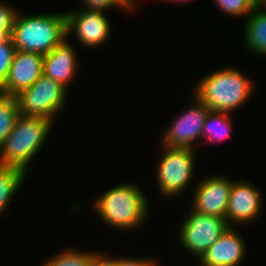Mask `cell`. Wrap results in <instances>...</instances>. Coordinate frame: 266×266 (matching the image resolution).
<instances>
[{
	"label": "cell",
	"mask_w": 266,
	"mask_h": 266,
	"mask_svg": "<svg viewBox=\"0 0 266 266\" xmlns=\"http://www.w3.org/2000/svg\"><path fill=\"white\" fill-rule=\"evenodd\" d=\"M88 266H116V258H110L97 251L90 259Z\"/></svg>",
	"instance_id": "cell-25"
},
{
	"label": "cell",
	"mask_w": 266,
	"mask_h": 266,
	"mask_svg": "<svg viewBox=\"0 0 266 266\" xmlns=\"http://www.w3.org/2000/svg\"><path fill=\"white\" fill-rule=\"evenodd\" d=\"M102 10L84 9L68 11L67 36L74 33L76 39L85 47H98L111 36V24Z\"/></svg>",
	"instance_id": "cell-9"
},
{
	"label": "cell",
	"mask_w": 266,
	"mask_h": 266,
	"mask_svg": "<svg viewBox=\"0 0 266 266\" xmlns=\"http://www.w3.org/2000/svg\"><path fill=\"white\" fill-rule=\"evenodd\" d=\"M230 116L229 113L209 110L201 132L203 141L210 144L224 142L232 131Z\"/></svg>",
	"instance_id": "cell-17"
},
{
	"label": "cell",
	"mask_w": 266,
	"mask_h": 266,
	"mask_svg": "<svg viewBox=\"0 0 266 266\" xmlns=\"http://www.w3.org/2000/svg\"><path fill=\"white\" fill-rule=\"evenodd\" d=\"M67 37L66 12L22 16L17 11L11 39L16 50L45 55Z\"/></svg>",
	"instance_id": "cell-3"
},
{
	"label": "cell",
	"mask_w": 266,
	"mask_h": 266,
	"mask_svg": "<svg viewBox=\"0 0 266 266\" xmlns=\"http://www.w3.org/2000/svg\"><path fill=\"white\" fill-rule=\"evenodd\" d=\"M128 1V3H130V5H132L134 8L136 7V1L135 0H127Z\"/></svg>",
	"instance_id": "cell-29"
},
{
	"label": "cell",
	"mask_w": 266,
	"mask_h": 266,
	"mask_svg": "<svg viewBox=\"0 0 266 266\" xmlns=\"http://www.w3.org/2000/svg\"><path fill=\"white\" fill-rule=\"evenodd\" d=\"M233 180L222 175L205 177L198 182L191 209L197 213L226 218Z\"/></svg>",
	"instance_id": "cell-10"
},
{
	"label": "cell",
	"mask_w": 266,
	"mask_h": 266,
	"mask_svg": "<svg viewBox=\"0 0 266 266\" xmlns=\"http://www.w3.org/2000/svg\"><path fill=\"white\" fill-rule=\"evenodd\" d=\"M253 8L257 11L266 12V0H256V2L253 4Z\"/></svg>",
	"instance_id": "cell-27"
},
{
	"label": "cell",
	"mask_w": 266,
	"mask_h": 266,
	"mask_svg": "<svg viewBox=\"0 0 266 266\" xmlns=\"http://www.w3.org/2000/svg\"><path fill=\"white\" fill-rule=\"evenodd\" d=\"M16 7L0 0V29H12L13 21L17 13Z\"/></svg>",
	"instance_id": "cell-23"
},
{
	"label": "cell",
	"mask_w": 266,
	"mask_h": 266,
	"mask_svg": "<svg viewBox=\"0 0 266 266\" xmlns=\"http://www.w3.org/2000/svg\"><path fill=\"white\" fill-rule=\"evenodd\" d=\"M247 22L242 29L245 48L252 53L265 57L266 56V12L253 11L248 15Z\"/></svg>",
	"instance_id": "cell-15"
},
{
	"label": "cell",
	"mask_w": 266,
	"mask_h": 266,
	"mask_svg": "<svg viewBox=\"0 0 266 266\" xmlns=\"http://www.w3.org/2000/svg\"><path fill=\"white\" fill-rule=\"evenodd\" d=\"M189 211L179 225L178 240L184 251L200 259L229 226L225 218Z\"/></svg>",
	"instance_id": "cell-7"
},
{
	"label": "cell",
	"mask_w": 266,
	"mask_h": 266,
	"mask_svg": "<svg viewBox=\"0 0 266 266\" xmlns=\"http://www.w3.org/2000/svg\"><path fill=\"white\" fill-rule=\"evenodd\" d=\"M67 90L58 82L42 75L32 86L16 95L20 115L41 117L55 122L63 109Z\"/></svg>",
	"instance_id": "cell-6"
},
{
	"label": "cell",
	"mask_w": 266,
	"mask_h": 266,
	"mask_svg": "<svg viewBox=\"0 0 266 266\" xmlns=\"http://www.w3.org/2000/svg\"><path fill=\"white\" fill-rule=\"evenodd\" d=\"M66 37L52 51L43 57V75L58 82L68 90L77 75V55Z\"/></svg>",
	"instance_id": "cell-14"
},
{
	"label": "cell",
	"mask_w": 266,
	"mask_h": 266,
	"mask_svg": "<svg viewBox=\"0 0 266 266\" xmlns=\"http://www.w3.org/2000/svg\"><path fill=\"white\" fill-rule=\"evenodd\" d=\"M12 29H0V44L5 43L11 37Z\"/></svg>",
	"instance_id": "cell-26"
},
{
	"label": "cell",
	"mask_w": 266,
	"mask_h": 266,
	"mask_svg": "<svg viewBox=\"0 0 266 266\" xmlns=\"http://www.w3.org/2000/svg\"><path fill=\"white\" fill-rule=\"evenodd\" d=\"M102 222L119 230H133L149 218L145 193L134 183H122L104 192L94 202Z\"/></svg>",
	"instance_id": "cell-2"
},
{
	"label": "cell",
	"mask_w": 266,
	"mask_h": 266,
	"mask_svg": "<svg viewBox=\"0 0 266 266\" xmlns=\"http://www.w3.org/2000/svg\"><path fill=\"white\" fill-rule=\"evenodd\" d=\"M223 13L230 17H246L253 11V4L249 0H213ZM244 15V16H243Z\"/></svg>",
	"instance_id": "cell-20"
},
{
	"label": "cell",
	"mask_w": 266,
	"mask_h": 266,
	"mask_svg": "<svg viewBox=\"0 0 266 266\" xmlns=\"http://www.w3.org/2000/svg\"><path fill=\"white\" fill-rule=\"evenodd\" d=\"M249 1H251L252 4H254L256 2V0H249Z\"/></svg>",
	"instance_id": "cell-30"
},
{
	"label": "cell",
	"mask_w": 266,
	"mask_h": 266,
	"mask_svg": "<svg viewBox=\"0 0 266 266\" xmlns=\"http://www.w3.org/2000/svg\"><path fill=\"white\" fill-rule=\"evenodd\" d=\"M26 176L27 174L17 167L0 165V218L25 182Z\"/></svg>",
	"instance_id": "cell-16"
},
{
	"label": "cell",
	"mask_w": 266,
	"mask_h": 266,
	"mask_svg": "<svg viewBox=\"0 0 266 266\" xmlns=\"http://www.w3.org/2000/svg\"><path fill=\"white\" fill-rule=\"evenodd\" d=\"M85 9L102 10L105 11L109 8H119L124 11H134V8L127 0H81Z\"/></svg>",
	"instance_id": "cell-22"
},
{
	"label": "cell",
	"mask_w": 266,
	"mask_h": 266,
	"mask_svg": "<svg viewBox=\"0 0 266 266\" xmlns=\"http://www.w3.org/2000/svg\"><path fill=\"white\" fill-rule=\"evenodd\" d=\"M166 1H169V3H170V2H172V3H174V2H175V3L178 2V4H179V2H180V3H181V2H182V3H183V2H189V1H191V0H166Z\"/></svg>",
	"instance_id": "cell-28"
},
{
	"label": "cell",
	"mask_w": 266,
	"mask_h": 266,
	"mask_svg": "<svg viewBox=\"0 0 266 266\" xmlns=\"http://www.w3.org/2000/svg\"><path fill=\"white\" fill-rule=\"evenodd\" d=\"M16 48L11 37L0 44V87L5 83Z\"/></svg>",
	"instance_id": "cell-21"
},
{
	"label": "cell",
	"mask_w": 266,
	"mask_h": 266,
	"mask_svg": "<svg viewBox=\"0 0 266 266\" xmlns=\"http://www.w3.org/2000/svg\"><path fill=\"white\" fill-rule=\"evenodd\" d=\"M44 55L16 50L0 93L16 96L32 86L43 75Z\"/></svg>",
	"instance_id": "cell-12"
},
{
	"label": "cell",
	"mask_w": 266,
	"mask_h": 266,
	"mask_svg": "<svg viewBox=\"0 0 266 266\" xmlns=\"http://www.w3.org/2000/svg\"><path fill=\"white\" fill-rule=\"evenodd\" d=\"M261 198L260 190L250 182L233 180L225 218L228 226L235 227L236 224H247L258 219L263 211Z\"/></svg>",
	"instance_id": "cell-11"
},
{
	"label": "cell",
	"mask_w": 266,
	"mask_h": 266,
	"mask_svg": "<svg viewBox=\"0 0 266 266\" xmlns=\"http://www.w3.org/2000/svg\"><path fill=\"white\" fill-rule=\"evenodd\" d=\"M247 74L227 66L205 75L193 88V96L209 110L229 113L246 104L255 82Z\"/></svg>",
	"instance_id": "cell-1"
},
{
	"label": "cell",
	"mask_w": 266,
	"mask_h": 266,
	"mask_svg": "<svg viewBox=\"0 0 266 266\" xmlns=\"http://www.w3.org/2000/svg\"><path fill=\"white\" fill-rule=\"evenodd\" d=\"M156 167L159 192L166 197L179 196L194 177L196 149L162 146Z\"/></svg>",
	"instance_id": "cell-5"
},
{
	"label": "cell",
	"mask_w": 266,
	"mask_h": 266,
	"mask_svg": "<svg viewBox=\"0 0 266 266\" xmlns=\"http://www.w3.org/2000/svg\"><path fill=\"white\" fill-rule=\"evenodd\" d=\"M193 105L183 110L163 133L162 146L195 149L209 109L195 96Z\"/></svg>",
	"instance_id": "cell-8"
},
{
	"label": "cell",
	"mask_w": 266,
	"mask_h": 266,
	"mask_svg": "<svg viewBox=\"0 0 266 266\" xmlns=\"http://www.w3.org/2000/svg\"><path fill=\"white\" fill-rule=\"evenodd\" d=\"M243 239L234 227H228L198 260L199 266H239L247 252Z\"/></svg>",
	"instance_id": "cell-13"
},
{
	"label": "cell",
	"mask_w": 266,
	"mask_h": 266,
	"mask_svg": "<svg viewBox=\"0 0 266 266\" xmlns=\"http://www.w3.org/2000/svg\"><path fill=\"white\" fill-rule=\"evenodd\" d=\"M149 258H116V266H157L158 262Z\"/></svg>",
	"instance_id": "cell-24"
},
{
	"label": "cell",
	"mask_w": 266,
	"mask_h": 266,
	"mask_svg": "<svg viewBox=\"0 0 266 266\" xmlns=\"http://www.w3.org/2000/svg\"><path fill=\"white\" fill-rule=\"evenodd\" d=\"M52 125L50 119L20 115L0 146V165L17 167L28 174L30 163L39 154Z\"/></svg>",
	"instance_id": "cell-4"
},
{
	"label": "cell",
	"mask_w": 266,
	"mask_h": 266,
	"mask_svg": "<svg viewBox=\"0 0 266 266\" xmlns=\"http://www.w3.org/2000/svg\"><path fill=\"white\" fill-rule=\"evenodd\" d=\"M97 251H80L79 249H64L55 256L49 258L41 266H88L92 256Z\"/></svg>",
	"instance_id": "cell-19"
},
{
	"label": "cell",
	"mask_w": 266,
	"mask_h": 266,
	"mask_svg": "<svg viewBox=\"0 0 266 266\" xmlns=\"http://www.w3.org/2000/svg\"><path fill=\"white\" fill-rule=\"evenodd\" d=\"M19 116L16 96L0 93V146L12 132Z\"/></svg>",
	"instance_id": "cell-18"
}]
</instances>
